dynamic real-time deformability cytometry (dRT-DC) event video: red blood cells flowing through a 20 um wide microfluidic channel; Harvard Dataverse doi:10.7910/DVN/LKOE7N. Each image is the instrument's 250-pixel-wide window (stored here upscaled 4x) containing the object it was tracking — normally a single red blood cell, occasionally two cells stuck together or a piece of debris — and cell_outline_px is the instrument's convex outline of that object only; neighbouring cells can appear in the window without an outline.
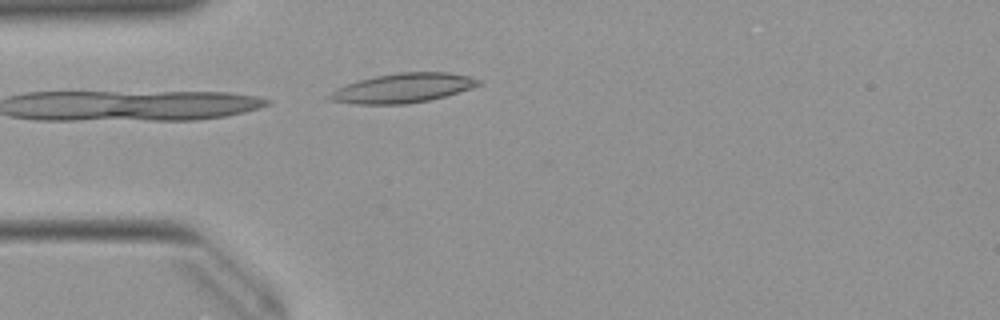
{"species": "Egyptian fruit bat (a non-hibernating species)", "species_latin": "Rousettus aegyptiacus", "temperature_condition": "warm", "stored_images_in_passage": 9, "camera_frame_rate_fps": 3000, "um_per_image_px": 0.085, "animal": {"sex": "female"}, "frame": {"image": 1, "passage_image": 9, "time_ms": 2.667, "image_size_px": [1000, 320], "cell_outline_px": [[480, 84], [472, 88], [444, 96], [428, 100], [408, 104], [356, 104], [328, 100], [324, 96], [336, 88], [360, 80], [376, 76], [400, 72], [448, 72], [468, 76], [480, 80]], "centroid_in_image_um": [34.2, 7.49], "position_along_channel_um": 50.8, "area_um2": 25.37}}